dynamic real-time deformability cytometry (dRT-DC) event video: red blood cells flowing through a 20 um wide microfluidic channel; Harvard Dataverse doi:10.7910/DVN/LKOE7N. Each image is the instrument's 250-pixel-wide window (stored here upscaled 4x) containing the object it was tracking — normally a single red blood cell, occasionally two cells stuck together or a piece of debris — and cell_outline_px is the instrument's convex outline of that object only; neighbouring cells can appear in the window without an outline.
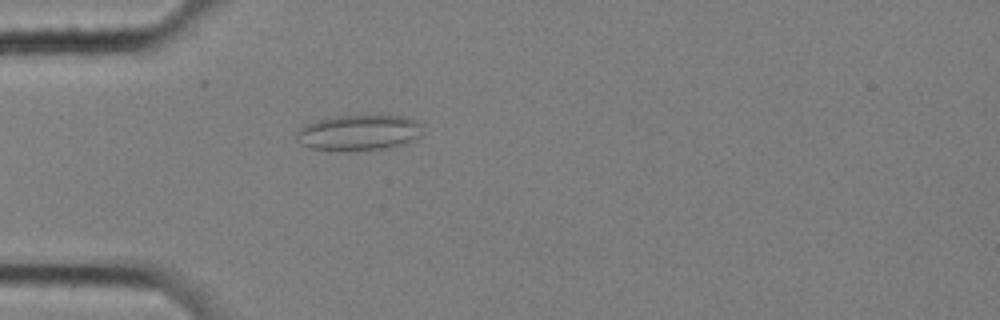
{"species": "common noctule bat (a hibernating species)", "species_latin": "Nyctalus noctula", "temperature_condition": "cold", "stored_images_in_passage": 58, "camera_frame_rate_fps": 3000, "um_per_image_px": 0.085, "animal": {"sex": "female", "body_mass_g": 25.1}, "frame": {"image": 1, "passage_image": 17, "time_ms": 5.333, "image_size_px": [1000, 320], "cell_outline_px": [[424, 132], [416, 140], [404, 144], [388, 148], [356, 152], [344, 152], [308, 148], [300, 144], [296, 140], [296, 132], [304, 124], [316, 120], [332, 116], [404, 116], [416, 120], [420, 124]], "centroid_in_image_um": [30.48, 11.31], "position_along_channel_um": 54.5, "area_um2": 27.05}}
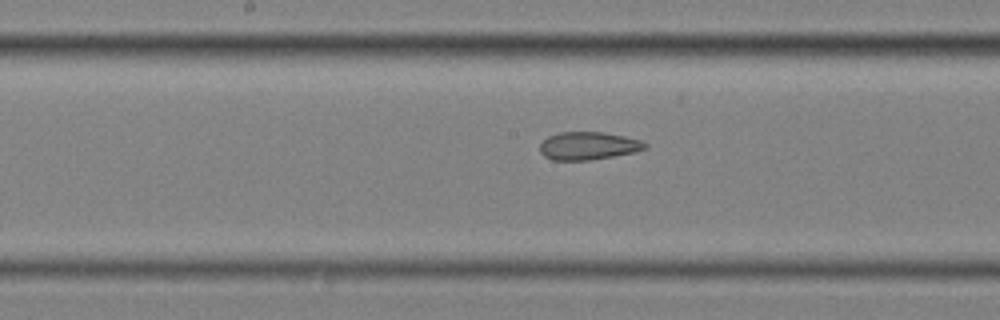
{"frame": {"image": 2, "passage_image": 30, "time_ms": 9.667, "image_size_px": [1000, 320], "cell_outline_px": [[648, 148], [636, 152], [588, 160], [552, 160], [544, 156], [540, 152], [540, 144], [548, 136], [560, 132], [604, 132], [644, 140], [648, 144]], "centroid_in_image_um": [50.04, 12.39], "position_along_channel_um": 198.2, "area_um2": 17.22}}
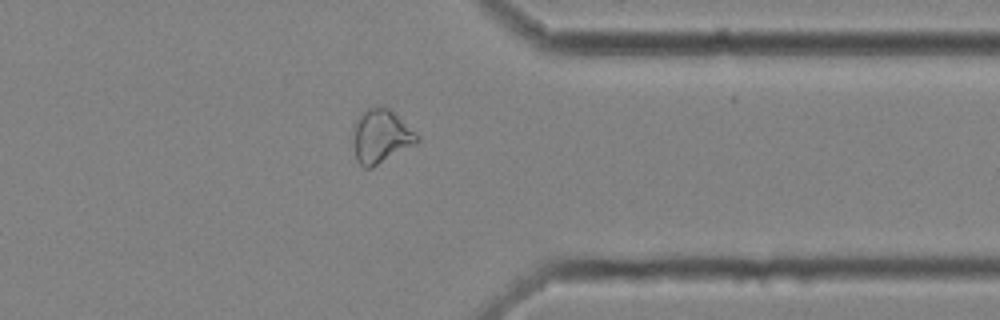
{"frame": {"image": 3, "passage_image": 46, "time_ms": 15.0, "image_size_px": [1000, 320], "cell_outline_px": [[420, 140], [416, 144], [372, 168], [364, 168], [356, 160], [356, 120], [360, 112], [368, 108], [388, 108], [416, 132]], "centroid_in_image_um": [32.43, 11.61], "position_along_channel_um": 379.0, "area_um2": 19.36}, "authors_computed_cell_mechanics": {"area_um2": 21.6172, "velocity_mm_per_s": 3.4911, "shape_relaxation_time_tau1_ms": null, "shape_relaxation_time_tau2_ms": 1.7163, "deformation_change_tau1": null, "deformation_change_tau2": 0.0864}}